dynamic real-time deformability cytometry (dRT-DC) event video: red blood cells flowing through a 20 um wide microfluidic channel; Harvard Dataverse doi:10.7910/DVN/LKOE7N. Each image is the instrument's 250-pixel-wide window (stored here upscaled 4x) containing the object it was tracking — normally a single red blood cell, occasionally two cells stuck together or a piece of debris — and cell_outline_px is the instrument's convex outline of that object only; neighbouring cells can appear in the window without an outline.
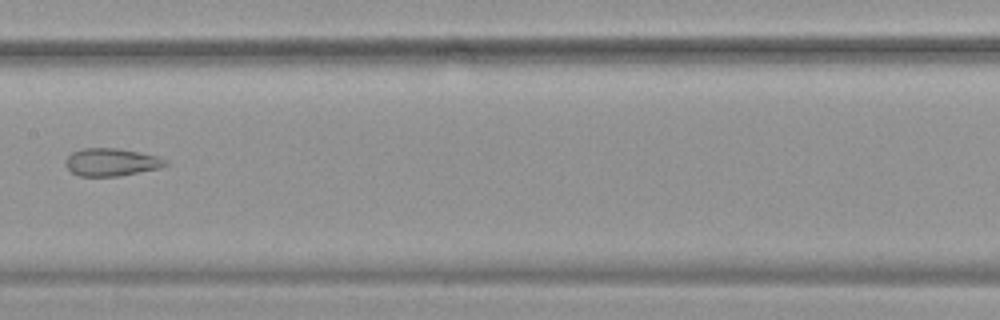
{"species": "common noctule bat (a hibernating species)", "species_latin": "Nyctalus noctula", "temperature_condition": "warm", "stored_images_in_passage": 8, "segment_of_instrument_passage": [2, 2], "camera_frame_rate_fps": 3000, "um_per_image_px": 0.085, "animal": {"sex": "female", "body_mass_g": 19.9}, "frame": {"image": 1, "passage_image": 8, "time_ms": 2.333, "image_size_px": [1000, 320], "cell_outline_px": [[168, 164], [160, 168], [120, 176], [80, 176], [72, 172], [64, 164], [64, 160], [72, 152], [84, 148], [116, 148], [156, 156], [168, 160]], "centroid_in_image_um": [9.45, 13.79], "position_along_channel_um": 198.0, "area_um2": 16.07}}